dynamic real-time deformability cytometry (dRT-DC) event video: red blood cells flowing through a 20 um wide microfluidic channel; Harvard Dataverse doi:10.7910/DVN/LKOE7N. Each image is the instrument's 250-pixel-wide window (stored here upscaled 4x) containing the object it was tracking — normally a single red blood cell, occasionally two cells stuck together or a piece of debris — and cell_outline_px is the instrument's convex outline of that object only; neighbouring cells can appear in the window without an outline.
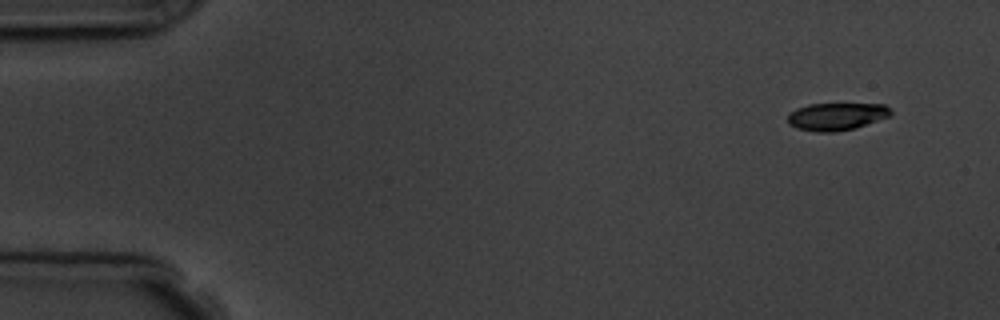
{"species": "common noctule bat (a hibernating species)", "species_latin": "Nyctalus noctula", "temperature_condition": "room temperature", "stored_images_in_passage": 7, "camera_frame_rate_fps": 3000, "um_per_image_px": 0.085, "animal": {"sex": "male", "body_mass_g": 19.5, "forearm_length_mm": 54.6}, "frame": {"image": 1, "passage_image": 1, "time_ms": 0.0, "image_size_px": [1000, 320], "cell_outline_px": [[892, 116], [856, 128], [832, 132], [816, 132], [796, 128], [788, 124], [788, 112], [796, 108], [808, 104], [884, 104], [892, 112]], "centroid_in_image_um": [71.09, 9.9], "position_along_channel_um": 13.9, "area_um2": 16.7}}
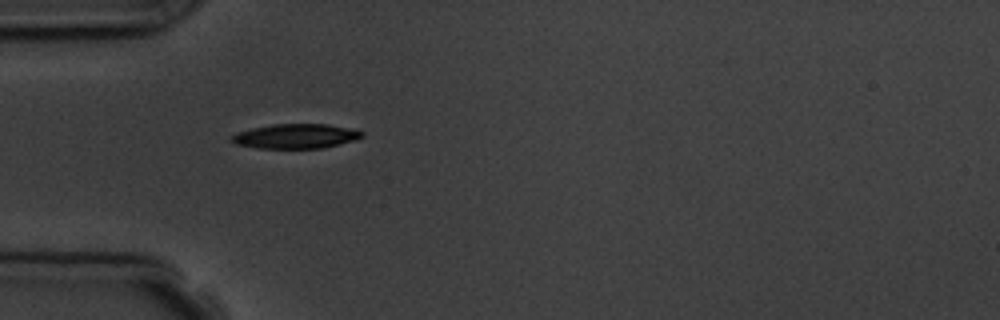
{"frame": {"image": 2, "passage_image": 5, "time_ms": 4.333, "image_size_px": [1000, 320], "cell_outline_px": [[364, 136], [356, 140], [320, 148], [256, 148], [236, 144], [228, 140], [228, 136], [236, 132], [252, 128], [272, 124], [328, 124], [356, 128], [364, 132]], "centroid_in_image_um": [25.13, 11.56], "position_along_channel_um": 59.9, "area_um2": 19.02}}